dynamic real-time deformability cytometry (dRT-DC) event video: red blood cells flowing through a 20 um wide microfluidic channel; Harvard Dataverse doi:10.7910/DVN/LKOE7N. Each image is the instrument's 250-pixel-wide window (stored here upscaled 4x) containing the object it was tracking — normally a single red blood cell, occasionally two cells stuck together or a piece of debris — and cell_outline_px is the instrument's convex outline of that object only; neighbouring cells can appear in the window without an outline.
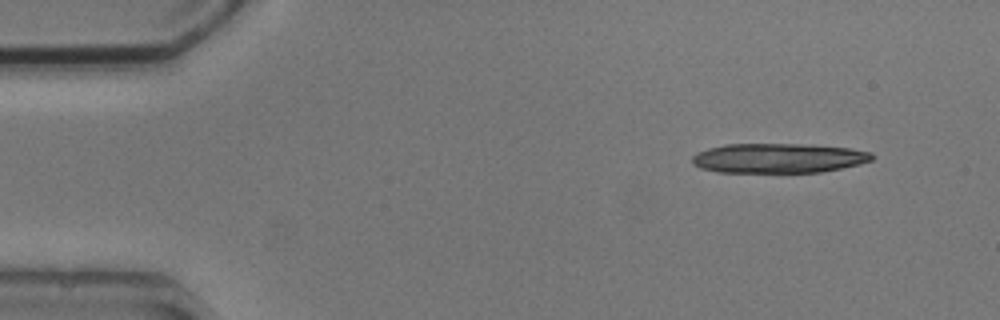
{"species": "common noctule bat (a hibernating species)", "species_latin": "Nyctalus noctula", "temperature_condition": "cold", "stored_images_in_passage": 5, "camera_frame_rate_fps": 3000, "um_per_image_px": 0.085, "animal": {"sex": "male", "body_mass_g": 20.5, "forearm_length_mm": 52.5}, "frame": {"image": 1, "passage_image": 1, "time_ms": 0.0, "image_size_px": [1000, 320], "cell_outline_px": [[876, 156], [872, 160], [860, 164], [820, 172], [716, 172], [700, 168], [692, 164], [692, 156], [696, 152], [708, 148], [724, 144], [804, 144], [852, 148], [872, 152]], "centroid_in_image_um": [66.16, 13.43], "position_along_channel_um": 18.8, "area_um2": 31.33}}
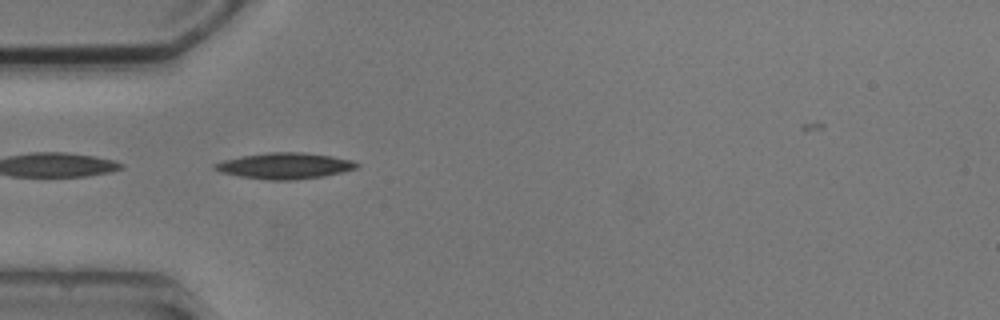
{"frame": {"image": 2, "passage_image": 4, "time_ms": 3.667, "image_size_px": [1000, 320], "cell_outline_px": [[360, 164], [356, 168], [324, 176], [292, 180], [268, 180], [240, 176], [220, 172], [212, 168], [212, 164], [224, 160], [240, 156], [268, 152], [304, 152], [332, 156], [352, 160]], "centroid_in_image_um": [24.17, 14.09], "position_along_channel_um": 60.8, "area_um2": 21.56}}